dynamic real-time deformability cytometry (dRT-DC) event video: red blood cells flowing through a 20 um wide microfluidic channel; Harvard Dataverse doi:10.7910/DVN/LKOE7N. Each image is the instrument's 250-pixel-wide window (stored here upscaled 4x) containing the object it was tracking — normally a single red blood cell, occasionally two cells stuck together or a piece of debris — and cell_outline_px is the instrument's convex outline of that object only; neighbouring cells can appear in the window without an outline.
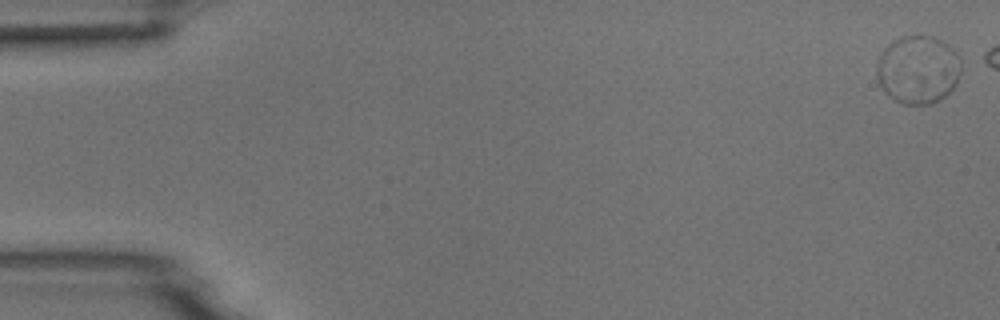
{"species": "common noctule bat (a hibernating species)", "species_latin": "Nyctalus noctula", "temperature_condition": "room temperature", "stored_images_in_passage": 3, "camera_frame_rate_fps": 3000, "um_per_image_px": 0.085, "animal": {"sex": "male", "body_mass_g": 18.8}, "frame": {"image": 1, "passage_image": 1, "time_ms": 0.0, "image_size_px": [1000, 320], "cell_outline_px": [[960, 72], [956, 84], [944, 96], [928, 104], [904, 104], [896, 100], [884, 92], [876, 80], [876, 64], [880, 52], [892, 40], [900, 36], [932, 36], [948, 44], [960, 56]], "centroid_in_image_um": [77.99, 5.89], "position_along_channel_um": 7.0, "area_um2": 33.7}}